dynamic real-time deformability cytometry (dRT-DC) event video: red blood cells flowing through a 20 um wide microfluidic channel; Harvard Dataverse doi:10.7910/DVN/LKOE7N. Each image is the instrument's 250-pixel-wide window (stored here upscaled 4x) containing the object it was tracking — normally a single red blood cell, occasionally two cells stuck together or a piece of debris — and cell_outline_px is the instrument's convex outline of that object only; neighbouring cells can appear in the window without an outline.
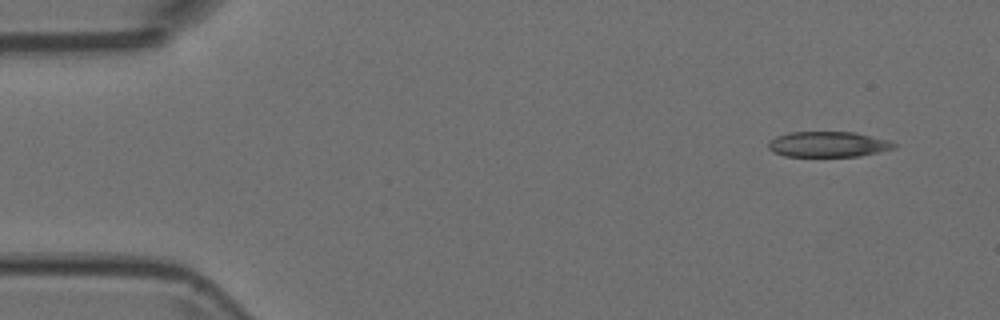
{"species": "Egyptian fruit bat (a non-hibernating species)", "species_latin": "Rousettus aegyptiacus", "temperature_condition": "room temperature", "stored_images_in_passage": 4, "camera_frame_rate_fps": 3000, "um_per_image_px": 0.085, "animal": {"sex": "female"}, "frame": {"image": 1, "passage_image": 1, "time_ms": 0.0, "image_size_px": [1000, 320], "cell_outline_px": [[896, 148], [860, 156], [784, 156], [772, 152], [768, 148], [768, 140], [776, 136], [788, 132], [856, 132], [888, 140], [896, 144]], "centroid_in_image_um": [70.36, 12.26], "position_along_channel_um": 14.6, "area_um2": 18.79}}
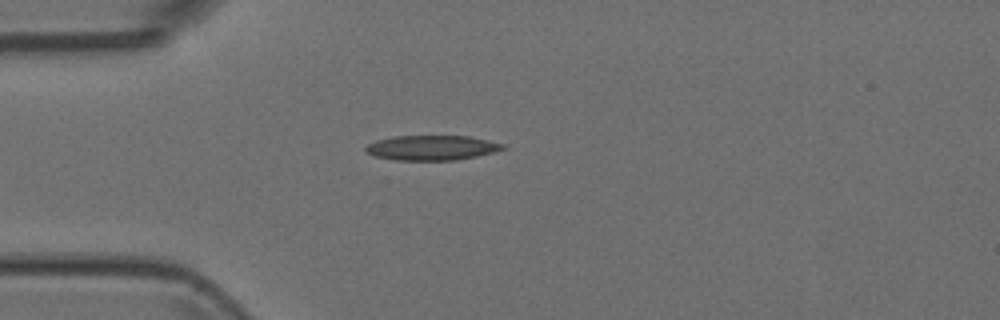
{"frame": {"image": 2, "passage_image": 4, "time_ms": 1.0, "image_size_px": [1000, 320], "cell_outline_px": [[504, 148], [492, 152], [476, 156], [456, 160], [396, 160], [376, 156], [364, 152], [364, 148], [368, 144], [376, 140], [392, 136], [468, 136], [488, 140], [504, 144]], "centroid_in_image_um": [36.65, 12.55], "position_along_channel_um": 48.4, "area_um2": 19.77}}